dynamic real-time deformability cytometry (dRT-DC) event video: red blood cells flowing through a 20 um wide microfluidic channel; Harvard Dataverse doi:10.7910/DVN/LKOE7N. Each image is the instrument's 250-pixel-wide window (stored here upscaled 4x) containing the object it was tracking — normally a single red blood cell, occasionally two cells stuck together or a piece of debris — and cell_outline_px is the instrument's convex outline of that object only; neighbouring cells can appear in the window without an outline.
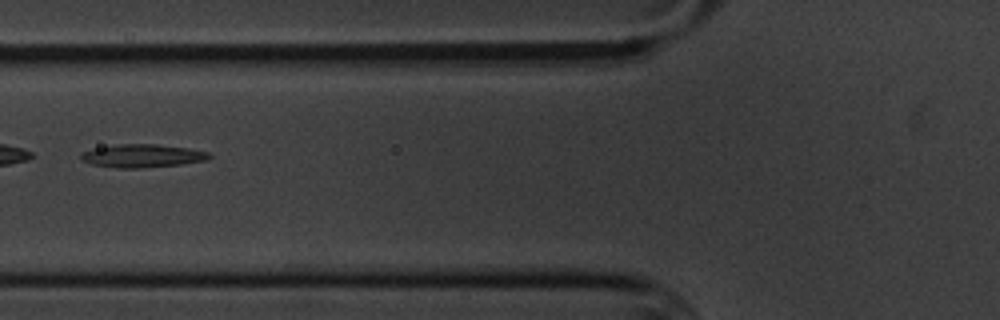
{"species": "common noctule bat (a hibernating species)", "species_latin": "Nyctalus noctula", "temperature_condition": "cold", "stored_images_in_passage": 9, "segment_of_instrument_passage": [2, 2], "camera_frame_rate_fps": 3000, "um_per_image_px": 0.085, "animal": {"sex": "male", "body_mass_g": 20.1, "forearm_length_mm": 53.5}, "frame": {"image": 1, "passage_image": 6, "time_ms": 6.0, "image_size_px": [1000, 320], "cell_outline_px": [[212, 156], [208, 160], [180, 164], [140, 168], [120, 168], [92, 164], [80, 160], [80, 152], [96, 148], [116, 144], [156, 144], [188, 148], [208, 152]], "centroid_in_image_um": [12.08, 13.24], "position_along_channel_um": 113.7, "area_um2": 17.28}}
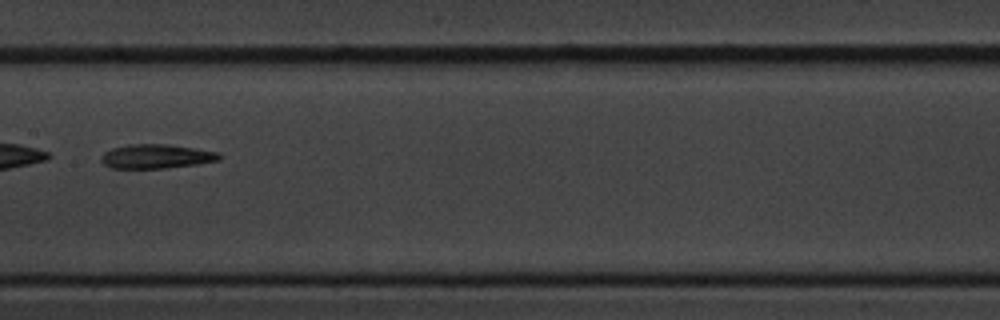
{"frame": {"image": 2, "passage_image": 8, "time_ms": 8.333, "image_size_px": [1000, 320], "cell_outline_px": [[220, 160], [200, 164], [164, 168], [112, 168], [104, 164], [100, 160], [100, 156], [104, 152], [112, 148], [128, 144], [168, 144], [196, 148], [220, 152]], "centroid_in_image_um": [13.3, 13.29], "position_along_channel_um": 194.1, "area_um2": 16.82}}